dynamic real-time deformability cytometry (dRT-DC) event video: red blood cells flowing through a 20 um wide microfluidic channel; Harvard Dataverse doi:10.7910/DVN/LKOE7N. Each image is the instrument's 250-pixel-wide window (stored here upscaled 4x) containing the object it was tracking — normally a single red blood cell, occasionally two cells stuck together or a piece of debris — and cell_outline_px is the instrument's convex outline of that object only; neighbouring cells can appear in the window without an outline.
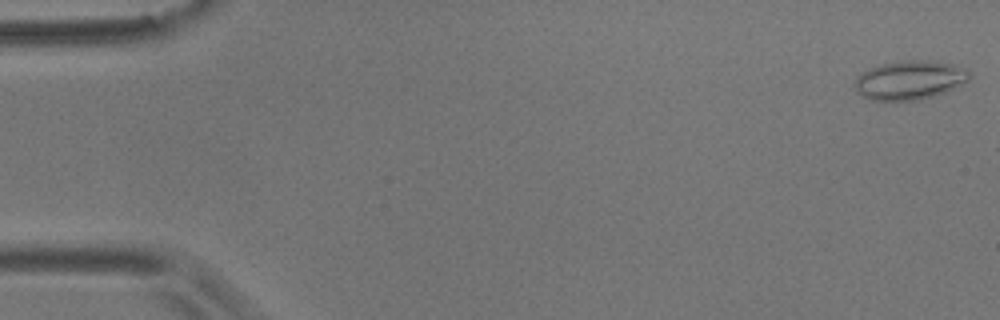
{"species": "common noctule bat (a hibernating species)", "species_latin": "Nyctalus noctula", "temperature_condition": "room temperature", "stored_images_in_passage": 2, "camera_frame_rate_fps": 3000, "um_per_image_px": 0.085, "animal": {"sex": "male", "body_mass_g": 17.9}, "frame": {"image": 1, "passage_image": 1, "time_ms": 0.0, "image_size_px": [1000, 320], "cell_outline_px": [[972, 76], [964, 84], [944, 92], [920, 100], [872, 100], [856, 92], [852, 84], [856, 76], [868, 68], [880, 64], [904, 60], [928, 60], [956, 64], [964, 68]], "centroid_in_image_um": [77.3, 6.79], "position_along_channel_um": 7.7, "area_um2": 26.36}}